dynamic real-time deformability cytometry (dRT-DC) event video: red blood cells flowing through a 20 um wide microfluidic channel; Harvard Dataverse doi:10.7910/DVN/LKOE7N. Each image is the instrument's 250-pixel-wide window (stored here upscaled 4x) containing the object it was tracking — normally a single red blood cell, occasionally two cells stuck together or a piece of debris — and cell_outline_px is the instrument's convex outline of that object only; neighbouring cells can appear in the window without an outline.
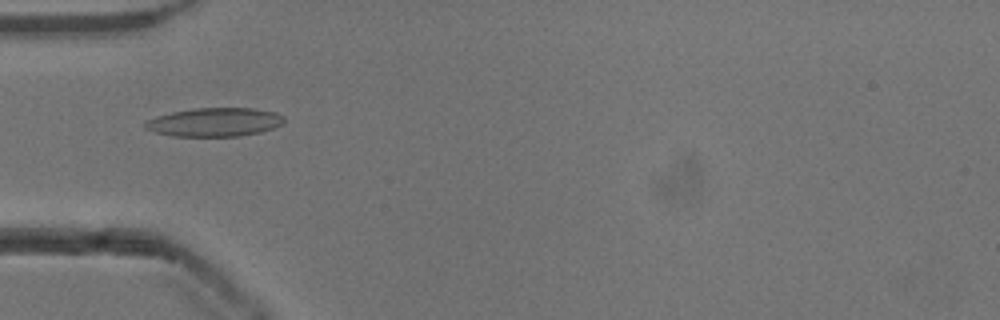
{"species": "common noctule bat (a hibernating species)", "species_latin": "Nyctalus noctula", "temperature_condition": "cold", "stored_images_in_passage": 49, "camera_frame_rate_fps": 3000, "um_per_image_px": 0.085, "animal": {"sex": "male", "body_mass_g": 13.3}, "frame": {"image": 1, "passage_image": 13, "time_ms": 4.0, "image_size_px": [1000, 320], "cell_outline_px": [[284, 124], [260, 132], [240, 136], [172, 136], [156, 132], [144, 128], [144, 124], [148, 120], [156, 116], [172, 112], [196, 108], [252, 108], [276, 112], [284, 116]], "centroid_in_image_um": [18.26, 10.38], "position_along_channel_um": 66.7, "area_um2": 23.18}}
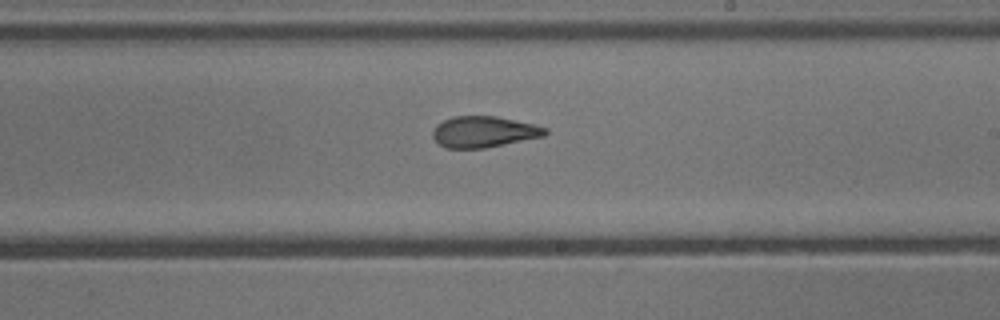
{"frame": {"image": 2, "passage_image": 27, "time_ms": 8.667, "image_size_px": [1000, 320], "cell_outline_px": [[548, 132], [544, 136], [484, 148], [444, 148], [432, 136], [432, 132], [436, 124], [452, 116], [496, 116], [532, 124], [548, 128]], "centroid_in_image_um": [41.1, 11.2], "position_along_channel_um": 247.9, "area_um2": 20.29}}
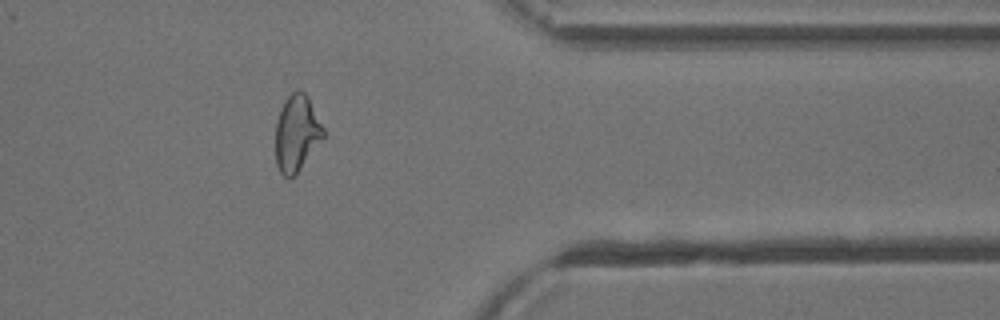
{"frame": {"image": 3, "passage_image": 39, "time_ms": 12.667, "image_size_px": [1000, 320], "cell_outline_px": [[324, 136], [296, 172], [292, 176], [284, 176], [280, 172], [276, 164], [276, 120], [280, 108], [284, 100], [296, 88], [300, 88], [308, 96], [324, 128]], "centroid_in_image_um": [25.2, 11.24], "position_along_channel_um": 386.2, "area_um2": 20.98}, "authors_computed_cell_mechanics": {"area_um2": 21.6172, "velocity_mm_per_s": 3.8625, "shape_relaxation_time_tau1_ms": 9.5316, "shape_relaxation_time_tau2_ms": 2.6079, "deformation_change_tau1": 0.2202, "deformation_change_tau2": 0.1041}}